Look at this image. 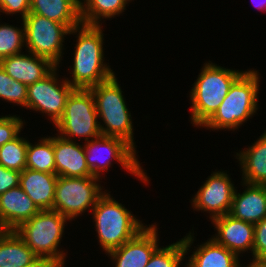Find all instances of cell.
<instances>
[{
    "instance_id": "cell-15",
    "label": "cell",
    "mask_w": 266,
    "mask_h": 267,
    "mask_svg": "<svg viewBox=\"0 0 266 267\" xmlns=\"http://www.w3.org/2000/svg\"><path fill=\"white\" fill-rule=\"evenodd\" d=\"M53 150L57 176H93L86 164L85 149L82 145L58 135L53 137Z\"/></svg>"
},
{
    "instance_id": "cell-24",
    "label": "cell",
    "mask_w": 266,
    "mask_h": 267,
    "mask_svg": "<svg viewBox=\"0 0 266 267\" xmlns=\"http://www.w3.org/2000/svg\"><path fill=\"white\" fill-rule=\"evenodd\" d=\"M80 1V17L84 25H100L101 18H111L125 10L127 0ZM99 20V21H98Z\"/></svg>"
},
{
    "instance_id": "cell-16",
    "label": "cell",
    "mask_w": 266,
    "mask_h": 267,
    "mask_svg": "<svg viewBox=\"0 0 266 267\" xmlns=\"http://www.w3.org/2000/svg\"><path fill=\"white\" fill-rule=\"evenodd\" d=\"M0 65L13 80L27 86L41 80L56 67L50 60L32 53L5 57L0 60Z\"/></svg>"
},
{
    "instance_id": "cell-29",
    "label": "cell",
    "mask_w": 266,
    "mask_h": 267,
    "mask_svg": "<svg viewBox=\"0 0 266 267\" xmlns=\"http://www.w3.org/2000/svg\"><path fill=\"white\" fill-rule=\"evenodd\" d=\"M0 98L7 102L27 105V85L13 80L0 65Z\"/></svg>"
},
{
    "instance_id": "cell-23",
    "label": "cell",
    "mask_w": 266,
    "mask_h": 267,
    "mask_svg": "<svg viewBox=\"0 0 266 267\" xmlns=\"http://www.w3.org/2000/svg\"><path fill=\"white\" fill-rule=\"evenodd\" d=\"M37 257L15 230L0 239V267H24Z\"/></svg>"
},
{
    "instance_id": "cell-27",
    "label": "cell",
    "mask_w": 266,
    "mask_h": 267,
    "mask_svg": "<svg viewBox=\"0 0 266 267\" xmlns=\"http://www.w3.org/2000/svg\"><path fill=\"white\" fill-rule=\"evenodd\" d=\"M19 136L0 147V165L22 172L26 168L28 140Z\"/></svg>"
},
{
    "instance_id": "cell-14",
    "label": "cell",
    "mask_w": 266,
    "mask_h": 267,
    "mask_svg": "<svg viewBox=\"0 0 266 267\" xmlns=\"http://www.w3.org/2000/svg\"><path fill=\"white\" fill-rule=\"evenodd\" d=\"M217 235L212 237L218 244L239 256L247 250L253 255L254 224L236 219L229 214L212 220Z\"/></svg>"
},
{
    "instance_id": "cell-35",
    "label": "cell",
    "mask_w": 266,
    "mask_h": 267,
    "mask_svg": "<svg viewBox=\"0 0 266 267\" xmlns=\"http://www.w3.org/2000/svg\"><path fill=\"white\" fill-rule=\"evenodd\" d=\"M247 267H266V258L253 257L252 262H250Z\"/></svg>"
},
{
    "instance_id": "cell-36",
    "label": "cell",
    "mask_w": 266,
    "mask_h": 267,
    "mask_svg": "<svg viewBox=\"0 0 266 267\" xmlns=\"http://www.w3.org/2000/svg\"><path fill=\"white\" fill-rule=\"evenodd\" d=\"M253 2H255V0H252ZM255 5H256V7L258 8V9H260V10H265L266 11V0L265 1H263V0H261V1H259L258 2V0H257V4H256V2L254 3Z\"/></svg>"
},
{
    "instance_id": "cell-37",
    "label": "cell",
    "mask_w": 266,
    "mask_h": 267,
    "mask_svg": "<svg viewBox=\"0 0 266 267\" xmlns=\"http://www.w3.org/2000/svg\"><path fill=\"white\" fill-rule=\"evenodd\" d=\"M9 230L5 227L3 222L1 221L0 218V239L8 232Z\"/></svg>"
},
{
    "instance_id": "cell-17",
    "label": "cell",
    "mask_w": 266,
    "mask_h": 267,
    "mask_svg": "<svg viewBox=\"0 0 266 267\" xmlns=\"http://www.w3.org/2000/svg\"><path fill=\"white\" fill-rule=\"evenodd\" d=\"M39 211L40 209L20 186L0 195V218L8 230L17 229Z\"/></svg>"
},
{
    "instance_id": "cell-5",
    "label": "cell",
    "mask_w": 266,
    "mask_h": 267,
    "mask_svg": "<svg viewBox=\"0 0 266 267\" xmlns=\"http://www.w3.org/2000/svg\"><path fill=\"white\" fill-rule=\"evenodd\" d=\"M90 90L95 99L98 118H102L105 124L104 127L99 122L101 135L121 138L135 149L131 113L125 104L116 76Z\"/></svg>"
},
{
    "instance_id": "cell-2",
    "label": "cell",
    "mask_w": 266,
    "mask_h": 267,
    "mask_svg": "<svg viewBox=\"0 0 266 267\" xmlns=\"http://www.w3.org/2000/svg\"><path fill=\"white\" fill-rule=\"evenodd\" d=\"M243 73L217 66L210 61L204 64L190 92L191 123L203 127L218 110L232 84Z\"/></svg>"
},
{
    "instance_id": "cell-13",
    "label": "cell",
    "mask_w": 266,
    "mask_h": 267,
    "mask_svg": "<svg viewBox=\"0 0 266 267\" xmlns=\"http://www.w3.org/2000/svg\"><path fill=\"white\" fill-rule=\"evenodd\" d=\"M157 225H149L134 238L107 254L115 261V267H145L159 248Z\"/></svg>"
},
{
    "instance_id": "cell-4",
    "label": "cell",
    "mask_w": 266,
    "mask_h": 267,
    "mask_svg": "<svg viewBox=\"0 0 266 267\" xmlns=\"http://www.w3.org/2000/svg\"><path fill=\"white\" fill-rule=\"evenodd\" d=\"M92 210L99 243L106 253L122 246L145 228L121 203L104 193Z\"/></svg>"
},
{
    "instance_id": "cell-11",
    "label": "cell",
    "mask_w": 266,
    "mask_h": 267,
    "mask_svg": "<svg viewBox=\"0 0 266 267\" xmlns=\"http://www.w3.org/2000/svg\"><path fill=\"white\" fill-rule=\"evenodd\" d=\"M56 70L57 66L47 76L27 86L26 105V108L47 114L54 124L60 120L66 101L74 90L66 79L58 84Z\"/></svg>"
},
{
    "instance_id": "cell-12",
    "label": "cell",
    "mask_w": 266,
    "mask_h": 267,
    "mask_svg": "<svg viewBox=\"0 0 266 267\" xmlns=\"http://www.w3.org/2000/svg\"><path fill=\"white\" fill-rule=\"evenodd\" d=\"M233 185L224 171L213 172L193 197V207L209 211L211 220L229 214L236 190Z\"/></svg>"
},
{
    "instance_id": "cell-20",
    "label": "cell",
    "mask_w": 266,
    "mask_h": 267,
    "mask_svg": "<svg viewBox=\"0 0 266 267\" xmlns=\"http://www.w3.org/2000/svg\"><path fill=\"white\" fill-rule=\"evenodd\" d=\"M81 0H31L30 12L66 25L70 30L82 24Z\"/></svg>"
},
{
    "instance_id": "cell-30",
    "label": "cell",
    "mask_w": 266,
    "mask_h": 267,
    "mask_svg": "<svg viewBox=\"0 0 266 267\" xmlns=\"http://www.w3.org/2000/svg\"><path fill=\"white\" fill-rule=\"evenodd\" d=\"M23 121L19 117H0V147L16 138L23 128Z\"/></svg>"
},
{
    "instance_id": "cell-7",
    "label": "cell",
    "mask_w": 266,
    "mask_h": 267,
    "mask_svg": "<svg viewBox=\"0 0 266 267\" xmlns=\"http://www.w3.org/2000/svg\"><path fill=\"white\" fill-rule=\"evenodd\" d=\"M95 99L90 89H74L69 95L63 114L55 124L60 136L72 140L73 137L85 141L101 136Z\"/></svg>"
},
{
    "instance_id": "cell-31",
    "label": "cell",
    "mask_w": 266,
    "mask_h": 267,
    "mask_svg": "<svg viewBox=\"0 0 266 267\" xmlns=\"http://www.w3.org/2000/svg\"><path fill=\"white\" fill-rule=\"evenodd\" d=\"M253 257L266 258V217L254 225Z\"/></svg>"
},
{
    "instance_id": "cell-25",
    "label": "cell",
    "mask_w": 266,
    "mask_h": 267,
    "mask_svg": "<svg viewBox=\"0 0 266 267\" xmlns=\"http://www.w3.org/2000/svg\"><path fill=\"white\" fill-rule=\"evenodd\" d=\"M26 168L46 173H55L53 137L41 138L40 142L32 145L28 141Z\"/></svg>"
},
{
    "instance_id": "cell-33",
    "label": "cell",
    "mask_w": 266,
    "mask_h": 267,
    "mask_svg": "<svg viewBox=\"0 0 266 267\" xmlns=\"http://www.w3.org/2000/svg\"><path fill=\"white\" fill-rule=\"evenodd\" d=\"M21 172L0 165V195L19 186Z\"/></svg>"
},
{
    "instance_id": "cell-22",
    "label": "cell",
    "mask_w": 266,
    "mask_h": 267,
    "mask_svg": "<svg viewBox=\"0 0 266 267\" xmlns=\"http://www.w3.org/2000/svg\"><path fill=\"white\" fill-rule=\"evenodd\" d=\"M186 265L187 267H242L238 256L213 238L193 251Z\"/></svg>"
},
{
    "instance_id": "cell-28",
    "label": "cell",
    "mask_w": 266,
    "mask_h": 267,
    "mask_svg": "<svg viewBox=\"0 0 266 267\" xmlns=\"http://www.w3.org/2000/svg\"><path fill=\"white\" fill-rule=\"evenodd\" d=\"M25 43V28L0 25V60L21 53Z\"/></svg>"
},
{
    "instance_id": "cell-8",
    "label": "cell",
    "mask_w": 266,
    "mask_h": 267,
    "mask_svg": "<svg viewBox=\"0 0 266 267\" xmlns=\"http://www.w3.org/2000/svg\"><path fill=\"white\" fill-rule=\"evenodd\" d=\"M84 145L86 164L93 176L100 178V171H108V167L112 165L110 160L113 158L132 175L144 181L143 183H148L149 177L137 161L136 150L125 140L101 135L85 142ZM102 150H105V155H101Z\"/></svg>"
},
{
    "instance_id": "cell-26",
    "label": "cell",
    "mask_w": 266,
    "mask_h": 267,
    "mask_svg": "<svg viewBox=\"0 0 266 267\" xmlns=\"http://www.w3.org/2000/svg\"><path fill=\"white\" fill-rule=\"evenodd\" d=\"M189 235L165 248L159 247L151 256L145 267H179L193 243V236Z\"/></svg>"
},
{
    "instance_id": "cell-9",
    "label": "cell",
    "mask_w": 266,
    "mask_h": 267,
    "mask_svg": "<svg viewBox=\"0 0 266 267\" xmlns=\"http://www.w3.org/2000/svg\"><path fill=\"white\" fill-rule=\"evenodd\" d=\"M99 179L95 176H58L52 210L72 220L90 207L93 209L98 199L105 193L96 183Z\"/></svg>"
},
{
    "instance_id": "cell-18",
    "label": "cell",
    "mask_w": 266,
    "mask_h": 267,
    "mask_svg": "<svg viewBox=\"0 0 266 267\" xmlns=\"http://www.w3.org/2000/svg\"><path fill=\"white\" fill-rule=\"evenodd\" d=\"M244 184L243 193L235 190L229 215L255 225L266 217V185Z\"/></svg>"
},
{
    "instance_id": "cell-21",
    "label": "cell",
    "mask_w": 266,
    "mask_h": 267,
    "mask_svg": "<svg viewBox=\"0 0 266 267\" xmlns=\"http://www.w3.org/2000/svg\"><path fill=\"white\" fill-rule=\"evenodd\" d=\"M236 155L243 171V183L266 185V131L252 146Z\"/></svg>"
},
{
    "instance_id": "cell-34",
    "label": "cell",
    "mask_w": 266,
    "mask_h": 267,
    "mask_svg": "<svg viewBox=\"0 0 266 267\" xmlns=\"http://www.w3.org/2000/svg\"><path fill=\"white\" fill-rule=\"evenodd\" d=\"M24 267H64L61 263L48 257H37Z\"/></svg>"
},
{
    "instance_id": "cell-1",
    "label": "cell",
    "mask_w": 266,
    "mask_h": 267,
    "mask_svg": "<svg viewBox=\"0 0 266 267\" xmlns=\"http://www.w3.org/2000/svg\"><path fill=\"white\" fill-rule=\"evenodd\" d=\"M101 25H84L73 28L69 34L78 33L75 45L74 64L71 81L74 89H90L105 82L115 74L106 63L103 55V31Z\"/></svg>"
},
{
    "instance_id": "cell-10",
    "label": "cell",
    "mask_w": 266,
    "mask_h": 267,
    "mask_svg": "<svg viewBox=\"0 0 266 267\" xmlns=\"http://www.w3.org/2000/svg\"><path fill=\"white\" fill-rule=\"evenodd\" d=\"M25 28L27 52L44 57L58 66L62 58L64 35L70 29L44 16L28 13L22 20Z\"/></svg>"
},
{
    "instance_id": "cell-3",
    "label": "cell",
    "mask_w": 266,
    "mask_h": 267,
    "mask_svg": "<svg viewBox=\"0 0 266 267\" xmlns=\"http://www.w3.org/2000/svg\"><path fill=\"white\" fill-rule=\"evenodd\" d=\"M258 76L255 70L245 71L232 84L218 110L203 126L212 130H234L252 117L258 109Z\"/></svg>"
},
{
    "instance_id": "cell-6",
    "label": "cell",
    "mask_w": 266,
    "mask_h": 267,
    "mask_svg": "<svg viewBox=\"0 0 266 267\" xmlns=\"http://www.w3.org/2000/svg\"><path fill=\"white\" fill-rule=\"evenodd\" d=\"M67 217L54 210H40L29 220L23 222L15 232L38 256L48 257L65 264V254L58 250Z\"/></svg>"
},
{
    "instance_id": "cell-32",
    "label": "cell",
    "mask_w": 266,
    "mask_h": 267,
    "mask_svg": "<svg viewBox=\"0 0 266 267\" xmlns=\"http://www.w3.org/2000/svg\"><path fill=\"white\" fill-rule=\"evenodd\" d=\"M31 0H0V12L13 15L20 13L22 20L30 12Z\"/></svg>"
},
{
    "instance_id": "cell-19",
    "label": "cell",
    "mask_w": 266,
    "mask_h": 267,
    "mask_svg": "<svg viewBox=\"0 0 266 267\" xmlns=\"http://www.w3.org/2000/svg\"><path fill=\"white\" fill-rule=\"evenodd\" d=\"M56 173H46L25 168L19 186L40 210H52L55 198Z\"/></svg>"
}]
</instances>
